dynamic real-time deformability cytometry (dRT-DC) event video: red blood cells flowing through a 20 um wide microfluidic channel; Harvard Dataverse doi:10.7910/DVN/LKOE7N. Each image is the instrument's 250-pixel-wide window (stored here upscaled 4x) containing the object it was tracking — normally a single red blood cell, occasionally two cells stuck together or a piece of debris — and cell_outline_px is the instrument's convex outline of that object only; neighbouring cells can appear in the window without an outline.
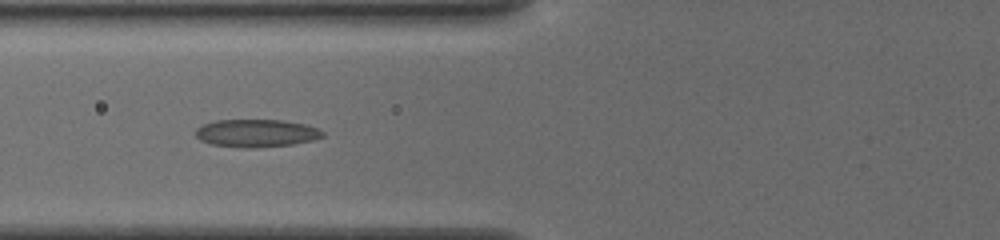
{"species": "common noctule bat (a hibernating species)", "species_latin": "Nyctalus noctula", "temperature_condition": "cold", "stored_images_in_passage": 37, "camera_frame_rate_fps": 3000, "um_per_image_px": 0.085, "animal": {"sex": "female", "body_mass_g": 19.5, "forearm_length_mm": 54.1}, "frame": {"image": 1, "passage_image": 11, "time_ms": 3.333, "image_size_px": [1000, 240], "cell_outline_px": [[324, 136], [312, 140], [292, 144], [248, 148], [244, 148], [212, 144], [200, 140], [196, 136], [196, 128], [204, 124], [216, 120], [284, 120], [304, 124], [316, 128], [324, 132]], "centroid_in_image_um": [21.78, 11.31], "position_along_channel_um": 104.0, "area_um2": 20.35}}
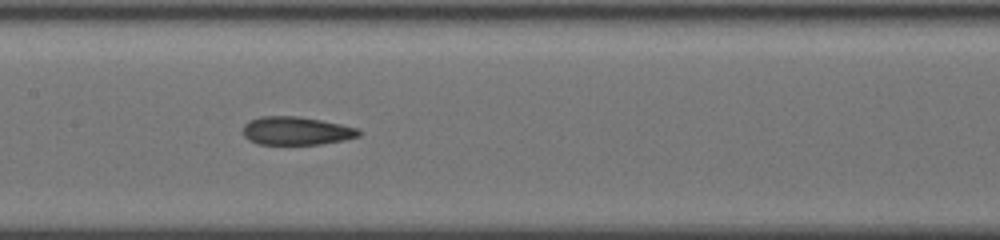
{"frame": {"image": 2, "passage_image": 17, "time_ms": 5.333, "image_size_px": [1000, 240], "cell_outline_px": [[360, 136], [344, 140], [320, 144], [256, 144], [248, 140], [244, 136], [244, 124], [248, 120], [260, 116], [296, 116], [320, 120], [340, 124], [356, 128], [360, 132]], "centroid_in_image_um": [25.14, 11.12], "position_along_channel_um": 182.3, "area_um2": 19.02}}
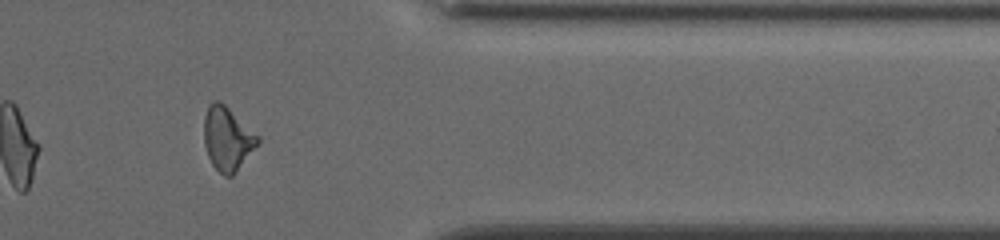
{"frame": {"image": 3, "passage_image": 34, "time_ms": 11.0, "image_size_px": [1000, 240], "cell_outline_px": [[260, 144], [236, 172], [232, 176], [224, 176], [212, 164], [208, 156], [204, 144], [204, 116], [208, 104], [212, 100], [220, 100], [260, 136]], "centroid_in_image_um": [19.35, 11.77], "position_along_channel_um": 392.1, "area_um2": 20.29}, "authors_computed_cell_mechanics": {"area_um2": 19.363, "velocity_mm_per_s": 3.8871, "shape_relaxation_time_tau1_ms": null, "shape_relaxation_time_tau2_ms": 1.7813, "deformation_change_tau1": null, "deformation_change_tau2": 0.0858}}